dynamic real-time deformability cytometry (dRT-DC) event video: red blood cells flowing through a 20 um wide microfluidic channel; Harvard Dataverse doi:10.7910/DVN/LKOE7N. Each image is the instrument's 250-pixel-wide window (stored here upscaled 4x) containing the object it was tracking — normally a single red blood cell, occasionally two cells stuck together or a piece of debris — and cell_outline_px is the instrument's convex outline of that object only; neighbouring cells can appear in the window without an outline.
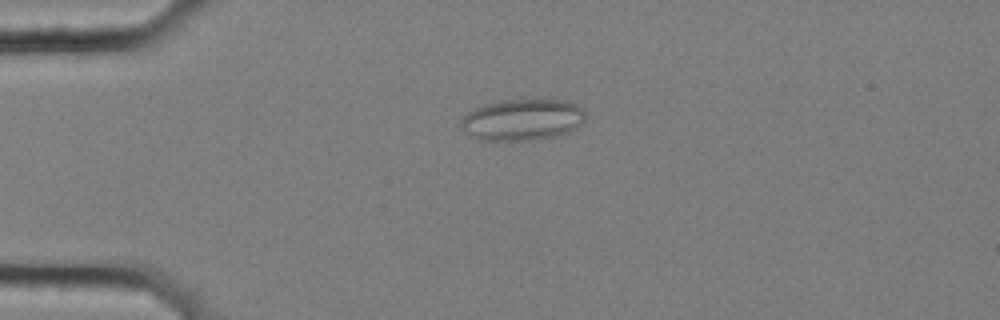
{"species": "common noctule bat (a hibernating species)", "species_latin": "Nyctalus noctula", "temperature_condition": "cold", "stored_images_in_passage": 5, "camera_frame_rate_fps": 3000, "um_per_image_px": 0.085, "animal": {"sex": "female", "body_mass_g": 25.1}, "frame": {"image": 1, "passage_image": 4, "time_ms": 1.0, "image_size_px": [1000, 320], "cell_outline_px": [[584, 124], [560, 136], [536, 140], [480, 140], [468, 136], [460, 128], [460, 120], [472, 108], [484, 104], [500, 100], [564, 100], [576, 104], [584, 108]], "centroid_in_image_um": [44.38, 10.19], "position_along_channel_um": 40.6, "area_um2": 30.63}}